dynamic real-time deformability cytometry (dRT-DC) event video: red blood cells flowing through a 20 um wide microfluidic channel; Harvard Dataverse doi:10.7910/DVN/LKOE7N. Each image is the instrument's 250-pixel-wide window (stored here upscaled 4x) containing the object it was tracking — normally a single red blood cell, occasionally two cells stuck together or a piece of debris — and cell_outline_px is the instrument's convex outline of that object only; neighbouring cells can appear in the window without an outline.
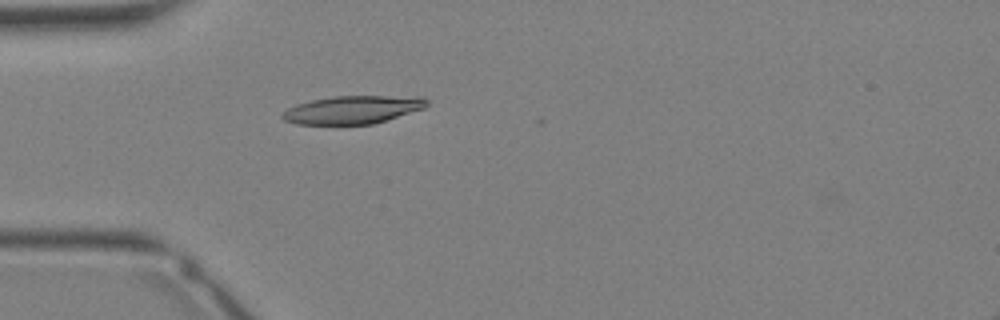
{"species": "Egyptian fruit bat (a non-hibernating species)", "species_latin": "Rousettus aegyptiacus", "temperature_condition": "warm", "stored_images_in_passage": 30, "camera_frame_rate_fps": 3000, "um_per_image_px": 0.085, "animal": {"sex": "female"}, "frame": {"image": 1, "passage_image": 11, "time_ms": 3.333, "image_size_px": [1000, 320], "cell_outline_px": [[428, 104], [424, 108], [372, 124], [296, 124], [284, 120], [280, 116], [288, 108], [296, 104], [312, 100], [336, 96], [424, 96], [428, 100]], "centroid_in_image_um": [29.99, 9.32], "position_along_channel_um": 55.0, "area_um2": 23.47}}
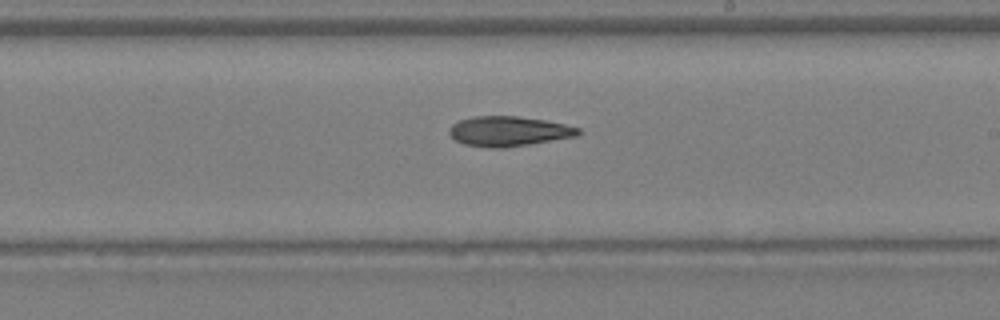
{"frame": {"image": 2, "passage_image": 21, "time_ms": 6.667, "image_size_px": [1000, 320], "cell_outline_px": [[580, 132], [576, 136], [504, 148], [488, 148], [464, 144], [456, 140], [448, 132], [448, 128], [452, 124], [460, 120], [472, 116], [516, 116], [544, 120], [564, 124], [580, 128]], "centroid_in_image_um": [43.19, 11.15], "position_along_channel_um": 245.8, "area_um2": 22.37}}
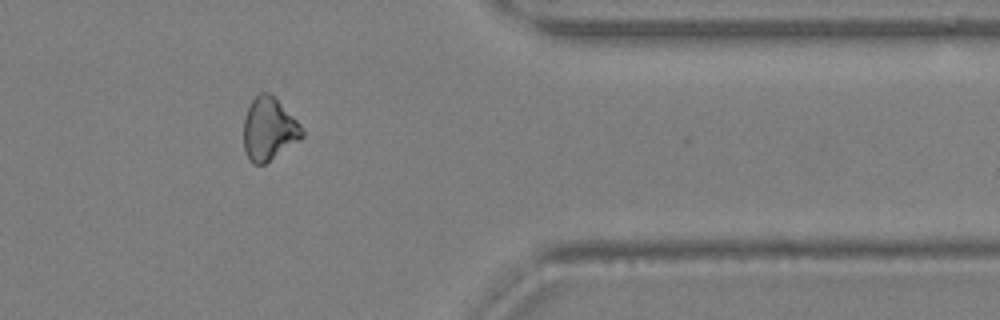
{"frame": {"image": 3, "passage_image": 29, "time_ms": 9.333, "image_size_px": [1000, 320], "cell_outline_px": [[304, 136], [300, 140], [264, 164], [252, 164], [248, 160], [244, 152], [244, 116], [252, 100], [260, 92], [268, 92], [300, 124], [304, 132]], "centroid_in_image_um": [22.83, 11.01], "position_along_channel_um": 388.6, "area_um2": 21.15}}